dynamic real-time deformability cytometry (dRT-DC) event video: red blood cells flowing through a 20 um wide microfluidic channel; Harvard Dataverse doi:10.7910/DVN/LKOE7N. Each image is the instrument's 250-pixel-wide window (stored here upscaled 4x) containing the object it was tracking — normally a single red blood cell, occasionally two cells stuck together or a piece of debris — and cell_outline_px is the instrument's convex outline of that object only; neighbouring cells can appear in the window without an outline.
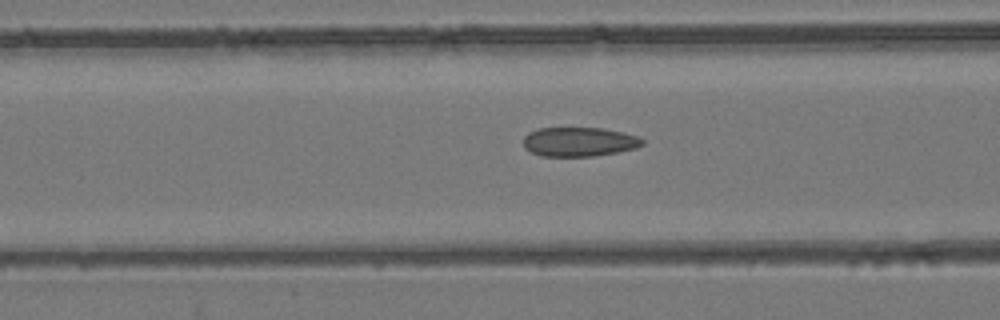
{"species": "common noctule bat (a hibernating species)", "species_latin": "Nyctalus noctula", "temperature_condition": "room temperature", "stored_images_in_passage": 29, "camera_frame_rate_fps": 3000, "um_per_image_px": 0.085, "animal": {"sex": "female", "body_mass_g": 24.6, "forearm_length_mm": 56.2}, "frame": {"image": 1, "passage_image": 17, "time_ms": 5.333, "image_size_px": [1000, 320], "cell_outline_px": [[644, 144], [636, 148], [596, 156], [540, 156], [524, 148], [524, 136], [528, 132], [536, 128], [604, 128], [640, 136], [644, 140]], "centroid_in_image_um": [49.23, 12.05], "position_along_channel_um": 117.4, "area_um2": 20.46}}
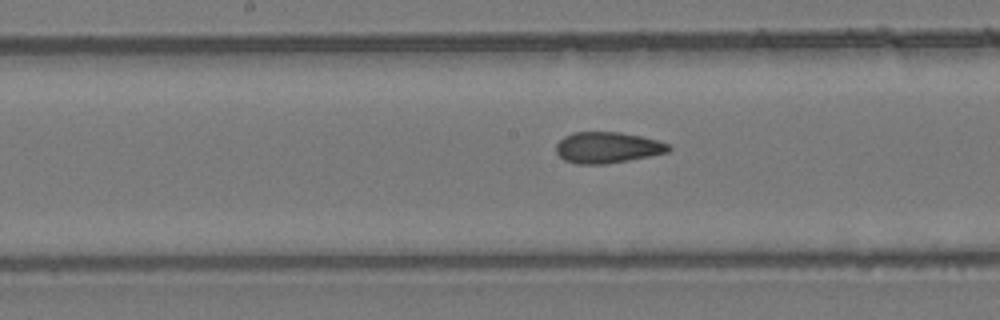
{"frame": {"image": 2, "passage_image": 23, "time_ms": 7.333, "image_size_px": [1000, 320], "cell_outline_px": [[672, 148], [668, 152], [652, 156], [604, 164], [576, 164], [564, 160], [556, 152], [556, 144], [564, 136], [572, 132], [620, 132], [660, 140], [668, 144]], "centroid_in_image_um": [51.64, 12.54], "position_along_channel_um": 196.6, "area_um2": 20.52}}
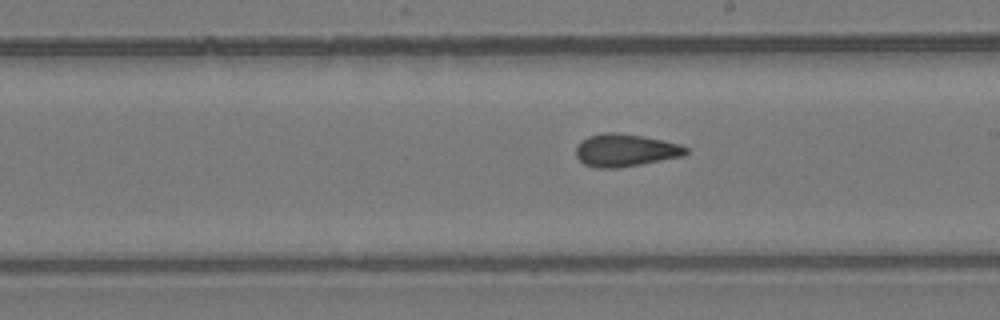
{"frame": {"image": 3, "passage_image": 26, "time_ms": 8.333, "image_size_px": [1000, 320], "cell_outline_px": [[688, 152], [684, 156], [640, 164], [616, 168], [596, 168], [584, 164], [576, 156], [576, 148], [580, 140], [588, 136], [604, 132], [616, 132], [640, 136], [680, 144], [688, 148]], "centroid_in_image_um": [53.12, 12.77], "position_along_channel_um": 235.9, "area_um2": 20.81}}